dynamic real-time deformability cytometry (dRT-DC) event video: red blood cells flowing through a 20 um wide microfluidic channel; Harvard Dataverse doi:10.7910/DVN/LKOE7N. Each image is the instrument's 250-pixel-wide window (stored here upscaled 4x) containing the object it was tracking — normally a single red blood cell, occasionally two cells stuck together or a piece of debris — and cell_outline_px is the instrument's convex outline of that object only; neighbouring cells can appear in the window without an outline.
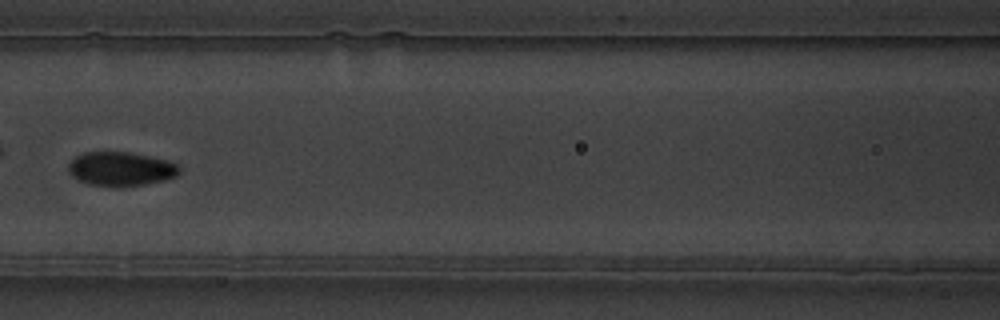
{"species": "common noctule bat (a hibernating species)", "species_latin": "Nyctalus noctula", "temperature_condition": "warm", "stored_images_in_passage": 11, "camera_frame_rate_fps": 3000, "um_per_image_px": 0.085, "animal": {"sex": "male", "body_mass_g": 19.5, "forearm_length_mm": 54.6}, "frame": {"image": 1, "passage_image": 7, "time_ms": 8.0, "image_size_px": [1000, 320], "cell_outline_px": [[180, 172], [176, 176], [164, 180], [144, 184], [120, 188], [112, 188], [88, 184], [72, 176], [68, 172], [68, 164], [76, 156], [84, 152], [128, 152], [168, 160], [180, 164]], "centroid_in_image_um": [10.28, 14.37], "position_along_channel_um": 156.3, "area_um2": 22.37}}
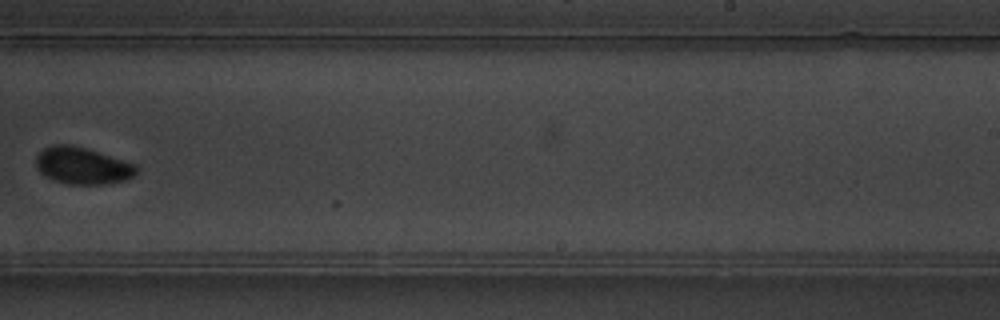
{"frame": {"image": 2, "passage_image": 10, "time_ms": 11.333, "image_size_px": [1000, 320], "cell_outline_px": [[136, 172], [132, 176], [124, 180], [104, 184], [68, 184], [52, 180], [44, 176], [36, 168], [36, 156], [44, 148], [52, 144], [68, 144], [84, 148], [136, 164]], "centroid_in_image_um": [6.94, 14.09], "position_along_channel_um": 282.1, "area_um2": 21.39}}